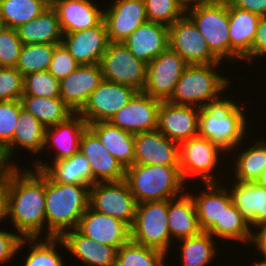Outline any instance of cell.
<instances>
[{
	"label": "cell",
	"instance_id": "obj_13",
	"mask_svg": "<svg viewBox=\"0 0 266 266\" xmlns=\"http://www.w3.org/2000/svg\"><path fill=\"white\" fill-rule=\"evenodd\" d=\"M137 92L133 87L103 80L78 114L87 124L109 121Z\"/></svg>",
	"mask_w": 266,
	"mask_h": 266
},
{
	"label": "cell",
	"instance_id": "obj_24",
	"mask_svg": "<svg viewBox=\"0 0 266 266\" xmlns=\"http://www.w3.org/2000/svg\"><path fill=\"white\" fill-rule=\"evenodd\" d=\"M88 127L85 120L74 113L66 121L46 128L44 149H54L53 161L71 157L80 151V140Z\"/></svg>",
	"mask_w": 266,
	"mask_h": 266
},
{
	"label": "cell",
	"instance_id": "obj_41",
	"mask_svg": "<svg viewBox=\"0 0 266 266\" xmlns=\"http://www.w3.org/2000/svg\"><path fill=\"white\" fill-rule=\"evenodd\" d=\"M57 44H23L15 66L24 76L49 69Z\"/></svg>",
	"mask_w": 266,
	"mask_h": 266
},
{
	"label": "cell",
	"instance_id": "obj_56",
	"mask_svg": "<svg viewBox=\"0 0 266 266\" xmlns=\"http://www.w3.org/2000/svg\"><path fill=\"white\" fill-rule=\"evenodd\" d=\"M47 8H54L60 0H38Z\"/></svg>",
	"mask_w": 266,
	"mask_h": 266
},
{
	"label": "cell",
	"instance_id": "obj_44",
	"mask_svg": "<svg viewBox=\"0 0 266 266\" xmlns=\"http://www.w3.org/2000/svg\"><path fill=\"white\" fill-rule=\"evenodd\" d=\"M21 108L20 100L0 101V145L3 149L13 139Z\"/></svg>",
	"mask_w": 266,
	"mask_h": 266
},
{
	"label": "cell",
	"instance_id": "obj_29",
	"mask_svg": "<svg viewBox=\"0 0 266 266\" xmlns=\"http://www.w3.org/2000/svg\"><path fill=\"white\" fill-rule=\"evenodd\" d=\"M230 193L233 205L254 228L266 222V188L256 182H230Z\"/></svg>",
	"mask_w": 266,
	"mask_h": 266
},
{
	"label": "cell",
	"instance_id": "obj_2",
	"mask_svg": "<svg viewBox=\"0 0 266 266\" xmlns=\"http://www.w3.org/2000/svg\"><path fill=\"white\" fill-rule=\"evenodd\" d=\"M231 99L222 96L207 103L200 108L198 118V135L209 139L227 155L241 148V143H246L242 140L246 139L249 129L244 106Z\"/></svg>",
	"mask_w": 266,
	"mask_h": 266
},
{
	"label": "cell",
	"instance_id": "obj_5",
	"mask_svg": "<svg viewBox=\"0 0 266 266\" xmlns=\"http://www.w3.org/2000/svg\"><path fill=\"white\" fill-rule=\"evenodd\" d=\"M220 65L221 63L188 65L168 101L200 109L207 103L219 99L230 85V78L218 73L216 68Z\"/></svg>",
	"mask_w": 266,
	"mask_h": 266
},
{
	"label": "cell",
	"instance_id": "obj_11",
	"mask_svg": "<svg viewBox=\"0 0 266 266\" xmlns=\"http://www.w3.org/2000/svg\"><path fill=\"white\" fill-rule=\"evenodd\" d=\"M188 65L179 54L168 48L147 64L146 84L142 92L161 101H168Z\"/></svg>",
	"mask_w": 266,
	"mask_h": 266
},
{
	"label": "cell",
	"instance_id": "obj_6",
	"mask_svg": "<svg viewBox=\"0 0 266 266\" xmlns=\"http://www.w3.org/2000/svg\"><path fill=\"white\" fill-rule=\"evenodd\" d=\"M186 14L205 38L211 53L220 62L230 61L228 0H207Z\"/></svg>",
	"mask_w": 266,
	"mask_h": 266
},
{
	"label": "cell",
	"instance_id": "obj_9",
	"mask_svg": "<svg viewBox=\"0 0 266 266\" xmlns=\"http://www.w3.org/2000/svg\"><path fill=\"white\" fill-rule=\"evenodd\" d=\"M103 80L133 87L142 92L147 64L138 60L123 42H109L100 61Z\"/></svg>",
	"mask_w": 266,
	"mask_h": 266
},
{
	"label": "cell",
	"instance_id": "obj_53",
	"mask_svg": "<svg viewBox=\"0 0 266 266\" xmlns=\"http://www.w3.org/2000/svg\"><path fill=\"white\" fill-rule=\"evenodd\" d=\"M17 163H10L5 155L4 149L0 145V174L16 166Z\"/></svg>",
	"mask_w": 266,
	"mask_h": 266
},
{
	"label": "cell",
	"instance_id": "obj_28",
	"mask_svg": "<svg viewBox=\"0 0 266 266\" xmlns=\"http://www.w3.org/2000/svg\"><path fill=\"white\" fill-rule=\"evenodd\" d=\"M230 62H241L251 50L260 16L233 6L228 1ZM236 60V61H233Z\"/></svg>",
	"mask_w": 266,
	"mask_h": 266
},
{
	"label": "cell",
	"instance_id": "obj_47",
	"mask_svg": "<svg viewBox=\"0 0 266 266\" xmlns=\"http://www.w3.org/2000/svg\"><path fill=\"white\" fill-rule=\"evenodd\" d=\"M79 67L76 60L70 55L65 46L60 43L54 48L48 72L56 79L61 80Z\"/></svg>",
	"mask_w": 266,
	"mask_h": 266
},
{
	"label": "cell",
	"instance_id": "obj_20",
	"mask_svg": "<svg viewBox=\"0 0 266 266\" xmlns=\"http://www.w3.org/2000/svg\"><path fill=\"white\" fill-rule=\"evenodd\" d=\"M77 229L100 244L119 249L131 239L130 227L112 216L99 213L90 206L80 218Z\"/></svg>",
	"mask_w": 266,
	"mask_h": 266
},
{
	"label": "cell",
	"instance_id": "obj_40",
	"mask_svg": "<svg viewBox=\"0 0 266 266\" xmlns=\"http://www.w3.org/2000/svg\"><path fill=\"white\" fill-rule=\"evenodd\" d=\"M26 238L30 252L27 254L23 266H65L62 256L57 252L61 245L60 237H45V239ZM28 242V243H27ZM58 246V247H57Z\"/></svg>",
	"mask_w": 266,
	"mask_h": 266
},
{
	"label": "cell",
	"instance_id": "obj_31",
	"mask_svg": "<svg viewBox=\"0 0 266 266\" xmlns=\"http://www.w3.org/2000/svg\"><path fill=\"white\" fill-rule=\"evenodd\" d=\"M167 221L171 239L175 241L201 232L195 204L189 192L168 200Z\"/></svg>",
	"mask_w": 266,
	"mask_h": 266
},
{
	"label": "cell",
	"instance_id": "obj_22",
	"mask_svg": "<svg viewBox=\"0 0 266 266\" xmlns=\"http://www.w3.org/2000/svg\"><path fill=\"white\" fill-rule=\"evenodd\" d=\"M61 246L86 266H116L118 249L100 244L77 228L63 233Z\"/></svg>",
	"mask_w": 266,
	"mask_h": 266
},
{
	"label": "cell",
	"instance_id": "obj_21",
	"mask_svg": "<svg viewBox=\"0 0 266 266\" xmlns=\"http://www.w3.org/2000/svg\"><path fill=\"white\" fill-rule=\"evenodd\" d=\"M102 81L100 64L79 65L75 71L60 80V98L74 113H79Z\"/></svg>",
	"mask_w": 266,
	"mask_h": 266
},
{
	"label": "cell",
	"instance_id": "obj_48",
	"mask_svg": "<svg viewBox=\"0 0 266 266\" xmlns=\"http://www.w3.org/2000/svg\"><path fill=\"white\" fill-rule=\"evenodd\" d=\"M25 245L26 238H22L17 232L0 229V263L12 260Z\"/></svg>",
	"mask_w": 266,
	"mask_h": 266
},
{
	"label": "cell",
	"instance_id": "obj_35",
	"mask_svg": "<svg viewBox=\"0 0 266 266\" xmlns=\"http://www.w3.org/2000/svg\"><path fill=\"white\" fill-rule=\"evenodd\" d=\"M247 149L241 151L232 163L235 170L234 181L256 182L262 171L266 168V140L258 138Z\"/></svg>",
	"mask_w": 266,
	"mask_h": 266
},
{
	"label": "cell",
	"instance_id": "obj_33",
	"mask_svg": "<svg viewBox=\"0 0 266 266\" xmlns=\"http://www.w3.org/2000/svg\"><path fill=\"white\" fill-rule=\"evenodd\" d=\"M88 127L125 169L134 164V134L123 131L109 121L90 123Z\"/></svg>",
	"mask_w": 266,
	"mask_h": 266
},
{
	"label": "cell",
	"instance_id": "obj_50",
	"mask_svg": "<svg viewBox=\"0 0 266 266\" xmlns=\"http://www.w3.org/2000/svg\"><path fill=\"white\" fill-rule=\"evenodd\" d=\"M9 170L0 174V222L8 218Z\"/></svg>",
	"mask_w": 266,
	"mask_h": 266
},
{
	"label": "cell",
	"instance_id": "obj_42",
	"mask_svg": "<svg viewBox=\"0 0 266 266\" xmlns=\"http://www.w3.org/2000/svg\"><path fill=\"white\" fill-rule=\"evenodd\" d=\"M23 95L37 97H60V80L51 73L40 71L24 76Z\"/></svg>",
	"mask_w": 266,
	"mask_h": 266
},
{
	"label": "cell",
	"instance_id": "obj_58",
	"mask_svg": "<svg viewBox=\"0 0 266 266\" xmlns=\"http://www.w3.org/2000/svg\"><path fill=\"white\" fill-rule=\"evenodd\" d=\"M4 24H3V21H2V18L0 16V31L4 28Z\"/></svg>",
	"mask_w": 266,
	"mask_h": 266
},
{
	"label": "cell",
	"instance_id": "obj_32",
	"mask_svg": "<svg viewBox=\"0 0 266 266\" xmlns=\"http://www.w3.org/2000/svg\"><path fill=\"white\" fill-rule=\"evenodd\" d=\"M23 44H60L63 32L54 8H46L40 15L16 29Z\"/></svg>",
	"mask_w": 266,
	"mask_h": 266
},
{
	"label": "cell",
	"instance_id": "obj_45",
	"mask_svg": "<svg viewBox=\"0 0 266 266\" xmlns=\"http://www.w3.org/2000/svg\"><path fill=\"white\" fill-rule=\"evenodd\" d=\"M22 47L16 29L4 27L0 31V67H15Z\"/></svg>",
	"mask_w": 266,
	"mask_h": 266
},
{
	"label": "cell",
	"instance_id": "obj_8",
	"mask_svg": "<svg viewBox=\"0 0 266 266\" xmlns=\"http://www.w3.org/2000/svg\"><path fill=\"white\" fill-rule=\"evenodd\" d=\"M221 153L226 157L223 150L199 135L180 143L179 167L184 181L189 182L193 176L202 183H218L219 179L216 178L214 171L222 162Z\"/></svg>",
	"mask_w": 266,
	"mask_h": 266
},
{
	"label": "cell",
	"instance_id": "obj_52",
	"mask_svg": "<svg viewBox=\"0 0 266 266\" xmlns=\"http://www.w3.org/2000/svg\"><path fill=\"white\" fill-rule=\"evenodd\" d=\"M253 230L251 243L261 253L260 256L263 254L266 259V222L256 225Z\"/></svg>",
	"mask_w": 266,
	"mask_h": 266
},
{
	"label": "cell",
	"instance_id": "obj_15",
	"mask_svg": "<svg viewBox=\"0 0 266 266\" xmlns=\"http://www.w3.org/2000/svg\"><path fill=\"white\" fill-rule=\"evenodd\" d=\"M103 21L109 42L124 40L147 21L143 0H115L103 9Z\"/></svg>",
	"mask_w": 266,
	"mask_h": 266
},
{
	"label": "cell",
	"instance_id": "obj_27",
	"mask_svg": "<svg viewBox=\"0 0 266 266\" xmlns=\"http://www.w3.org/2000/svg\"><path fill=\"white\" fill-rule=\"evenodd\" d=\"M43 160H33L34 169L42 170L52 181L92 186L90 163L81 151L51 163Z\"/></svg>",
	"mask_w": 266,
	"mask_h": 266
},
{
	"label": "cell",
	"instance_id": "obj_25",
	"mask_svg": "<svg viewBox=\"0 0 266 266\" xmlns=\"http://www.w3.org/2000/svg\"><path fill=\"white\" fill-rule=\"evenodd\" d=\"M199 194L190 193L197 212L198 223L202 232H208L215 224H221L224 210L232 204L228 188L221 183H204ZM223 186V187H222Z\"/></svg>",
	"mask_w": 266,
	"mask_h": 266
},
{
	"label": "cell",
	"instance_id": "obj_4",
	"mask_svg": "<svg viewBox=\"0 0 266 266\" xmlns=\"http://www.w3.org/2000/svg\"><path fill=\"white\" fill-rule=\"evenodd\" d=\"M125 181L137 204L163 201L184 194L185 185L179 166L133 164L126 168Z\"/></svg>",
	"mask_w": 266,
	"mask_h": 266
},
{
	"label": "cell",
	"instance_id": "obj_16",
	"mask_svg": "<svg viewBox=\"0 0 266 266\" xmlns=\"http://www.w3.org/2000/svg\"><path fill=\"white\" fill-rule=\"evenodd\" d=\"M80 151L90 163L92 185L96 182H119L125 180L126 169L108 152L99 137L89 127L82 134Z\"/></svg>",
	"mask_w": 266,
	"mask_h": 266
},
{
	"label": "cell",
	"instance_id": "obj_1",
	"mask_svg": "<svg viewBox=\"0 0 266 266\" xmlns=\"http://www.w3.org/2000/svg\"><path fill=\"white\" fill-rule=\"evenodd\" d=\"M18 166L9 169L8 219L22 238H39L46 231L45 173Z\"/></svg>",
	"mask_w": 266,
	"mask_h": 266
},
{
	"label": "cell",
	"instance_id": "obj_3",
	"mask_svg": "<svg viewBox=\"0 0 266 266\" xmlns=\"http://www.w3.org/2000/svg\"><path fill=\"white\" fill-rule=\"evenodd\" d=\"M89 199L90 186L57 183L45 174L46 237H60L77 228Z\"/></svg>",
	"mask_w": 266,
	"mask_h": 266
},
{
	"label": "cell",
	"instance_id": "obj_26",
	"mask_svg": "<svg viewBox=\"0 0 266 266\" xmlns=\"http://www.w3.org/2000/svg\"><path fill=\"white\" fill-rule=\"evenodd\" d=\"M92 0H60L54 7L63 34L98 26L104 10Z\"/></svg>",
	"mask_w": 266,
	"mask_h": 266
},
{
	"label": "cell",
	"instance_id": "obj_19",
	"mask_svg": "<svg viewBox=\"0 0 266 266\" xmlns=\"http://www.w3.org/2000/svg\"><path fill=\"white\" fill-rule=\"evenodd\" d=\"M61 43L79 65L100 64L109 44L105 23L63 34Z\"/></svg>",
	"mask_w": 266,
	"mask_h": 266
},
{
	"label": "cell",
	"instance_id": "obj_14",
	"mask_svg": "<svg viewBox=\"0 0 266 266\" xmlns=\"http://www.w3.org/2000/svg\"><path fill=\"white\" fill-rule=\"evenodd\" d=\"M161 100L137 92L131 100L113 115L109 122L123 131L137 134L157 129Z\"/></svg>",
	"mask_w": 266,
	"mask_h": 266
},
{
	"label": "cell",
	"instance_id": "obj_18",
	"mask_svg": "<svg viewBox=\"0 0 266 266\" xmlns=\"http://www.w3.org/2000/svg\"><path fill=\"white\" fill-rule=\"evenodd\" d=\"M199 111L197 107L161 101L157 130L178 144L196 137Z\"/></svg>",
	"mask_w": 266,
	"mask_h": 266
},
{
	"label": "cell",
	"instance_id": "obj_57",
	"mask_svg": "<svg viewBox=\"0 0 266 266\" xmlns=\"http://www.w3.org/2000/svg\"><path fill=\"white\" fill-rule=\"evenodd\" d=\"M250 266H266V259H263L261 261H257L254 264L250 265Z\"/></svg>",
	"mask_w": 266,
	"mask_h": 266
},
{
	"label": "cell",
	"instance_id": "obj_37",
	"mask_svg": "<svg viewBox=\"0 0 266 266\" xmlns=\"http://www.w3.org/2000/svg\"><path fill=\"white\" fill-rule=\"evenodd\" d=\"M253 228L233 203L224 210L221 224H215L208 233L214 238L251 245Z\"/></svg>",
	"mask_w": 266,
	"mask_h": 266
},
{
	"label": "cell",
	"instance_id": "obj_17",
	"mask_svg": "<svg viewBox=\"0 0 266 266\" xmlns=\"http://www.w3.org/2000/svg\"><path fill=\"white\" fill-rule=\"evenodd\" d=\"M134 163L179 166V144L157 129L134 134Z\"/></svg>",
	"mask_w": 266,
	"mask_h": 266
},
{
	"label": "cell",
	"instance_id": "obj_38",
	"mask_svg": "<svg viewBox=\"0 0 266 266\" xmlns=\"http://www.w3.org/2000/svg\"><path fill=\"white\" fill-rule=\"evenodd\" d=\"M168 255L130 239L118 249L116 266H165Z\"/></svg>",
	"mask_w": 266,
	"mask_h": 266
},
{
	"label": "cell",
	"instance_id": "obj_54",
	"mask_svg": "<svg viewBox=\"0 0 266 266\" xmlns=\"http://www.w3.org/2000/svg\"><path fill=\"white\" fill-rule=\"evenodd\" d=\"M186 13L188 10L192 9L193 7L201 4L207 0H174Z\"/></svg>",
	"mask_w": 266,
	"mask_h": 266
},
{
	"label": "cell",
	"instance_id": "obj_34",
	"mask_svg": "<svg viewBox=\"0 0 266 266\" xmlns=\"http://www.w3.org/2000/svg\"><path fill=\"white\" fill-rule=\"evenodd\" d=\"M22 108L30 112L46 128L66 121L74 112L60 97H37L22 95Z\"/></svg>",
	"mask_w": 266,
	"mask_h": 266
},
{
	"label": "cell",
	"instance_id": "obj_39",
	"mask_svg": "<svg viewBox=\"0 0 266 266\" xmlns=\"http://www.w3.org/2000/svg\"><path fill=\"white\" fill-rule=\"evenodd\" d=\"M46 8L38 0H0V16L3 24L12 29L32 21Z\"/></svg>",
	"mask_w": 266,
	"mask_h": 266
},
{
	"label": "cell",
	"instance_id": "obj_12",
	"mask_svg": "<svg viewBox=\"0 0 266 266\" xmlns=\"http://www.w3.org/2000/svg\"><path fill=\"white\" fill-rule=\"evenodd\" d=\"M168 32L169 48L189 65L222 63L211 53L205 38L186 13L168 26Z\"/></svg>",
	"mask_w": 266,
	"mask_h": 266
},
{
	"label": "cell",
	"instance_id": "obj_51",
	"mask_svg": "<svg viewBox=\"0 0 266 266\" xmlns=\"http://www.w3.org/2000/svg\"><path fill=\"white\" fill-rule=\"evenodd\" d=\"M233 6L255 13L257 15L266 16V0H228Z\"/></svg>",
	"mask_w": 266,
	"mask_h": 266
},
{
	"label": "cell",
	"instance_id": "obj_43",
	"mask_svg": "<svg viewBox=\"0 0 266 266\" xmlns=\"http://www.w3.org/2000/svg\"><path fill=\"white\" fill-rule=\"evenodd\" d=\"M147 21L166 26L173 25L184 14V10L174 0H143Z\"/></svg>",
	"mask_w": 266,
	"mask_h": 266
},
{
	"label": "cell",
	"instance_id": "obj_23",
	"mask_svg": "<svg viewBox=\"0 0 266 266\" xmlns=\"http://www.w3.org/2000/svg\"><path fill=\"white\" fill-rule=\"evenodd\" d=\"M123 43L138 60L148 64L169 48L168 26L146 21L135 29Z\"/></svg>",
	"mask_w": 266,
	"mask_h": 266
},
{
	"label": "cell",
	"instance_id": "obj_46",
	"mask_svg": "<svg viewBox=\"0 0 266 266\" xmlns=\"http://www.w3.org/2000/svg\"><path fill=\"white\" fill-rule=\"evenodd\" d=\"M21 72L15 67H0V101L20 100L23 95Z\"/></svg>",
	"mask_w": 266,
	"mask_h": 266
},
{
	"label": "cell",
	"instance_id": "obj_10",
	"mask_svg": "<svg viewBox=\"0 0 266 266\" xmlns=\"http://www.w3.org/2000/svg\"><path fill=\"white\" fill-rule=\"evenodd\" d=\"M89 206L99 213L123 221L131 228L135 220L137 202L125 180L96 182L90 186Z\"/></svg>",
	"mask_w": 266,
	"mask_h": 266
},
{
	"label": "cell",
	"instance_id": "obj_49",
	"mask_svg": "<svg viewBox=\"0 0 266 266\" xmlns=\"http://www.w3.org/2000/svg\"><path fill=\"white\" fill-rule=\"evenodd\" d=\"M266 57V16H261L251 50L242 58L244 62L247 60L252 63V60L258 57ZM255 57V58H254Z\"/></svg>",
	"mask_w": 266,
	"mask_h": 266
},
{
	"label": "cell",
	"instance_id": "obj_55",
	"mask_svg": "<svg viewBox=\"0 0 266 266\" xmlns=\"http://www.w3.org/2000/svg\"><path fill=\"white\" fill-rule=\"evenodd\" d=\"M256 183L266 188V168L262 171Z\"/></svg>",
	"mask_w": 266,
	"mask_h": 266
},
{
	"label": "cell",
	"instance_id": "obj_7",
	"mask_svg": "<svg viewBox=\"0 0 266 266\" xmlns=\"http://www.w3.org/2000/svg\"><path fill=\"white\" fill-rule=\"evenodd\" d=\"M167 220L168 200L137 204L135 220L130 228L131 240L169 253L171 244L175 242L171 239Z\"/></svg>",
	"mask_w": 266,
	"mask_h": 266
},
{
	"label": "cell",
	"instance_id": "obj_36",
	"mask_svg": "<svg viewBox=\"0 0 266 266\" xmlns=\"http://www.w3.org/2000/svg\"><path fill=\"white\" fill-rule=\"evenodd\" d=\"M216 239L208 232L177 240L181 252L182 266H208L217 255ZM181 243V244H180Z\"/></svg>",
	"mask_w": 266,
	"mask_h": 266
},
{
	"label": "cell",
	"instance_id": "obj_30",
	"mask_svg": "<svg viewBox=\"0 0 266 266\" xmlns=\"http://www.w3.org/2000/svg\"><path fill=\"white\" fill-rule=\"evenodd\" d=\"M46 127L24 108L19 110L18 121L12 141L4 148L5 155L10 163L14 162L13 154L21 148L33 155L43 151L45 144ZM18 147V148H17ZM21 147V148H20ZM41 151V152H40Z\"/></svg>",
	"mask_w": 266,
	"mask_h": 266
}]
</instances>
